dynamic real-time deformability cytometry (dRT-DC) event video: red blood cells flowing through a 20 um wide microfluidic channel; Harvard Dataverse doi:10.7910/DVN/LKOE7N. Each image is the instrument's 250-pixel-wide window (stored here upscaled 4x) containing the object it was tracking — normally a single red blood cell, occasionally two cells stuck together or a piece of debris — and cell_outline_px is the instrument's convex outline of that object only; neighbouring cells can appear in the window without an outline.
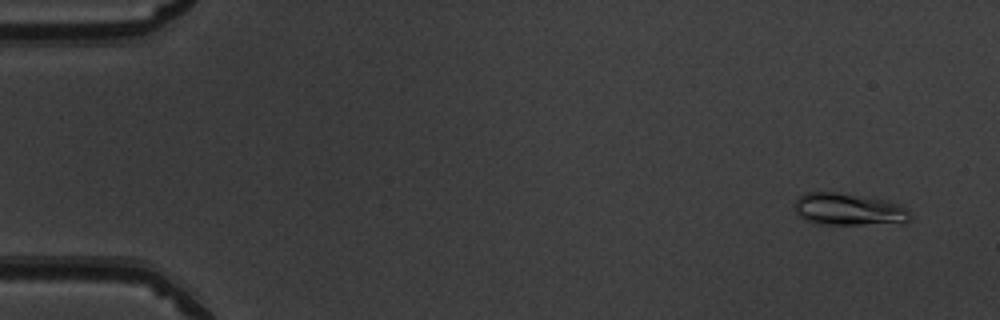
{"species": "common noctule bat (a hibernating species)", "species_latin": "Nyctalus noctula", "temperature_condition": "warm", "stored_images_in_passage": 47, "camera_frame_rate_fps": 3000, "um_per_image_px": 0.085, "animal": {"sex": "male", "body_mass_g": 19.5, "forearm_length_mm": 54.6}, "frame": {"image": 1, "passage_image": 4, "time_ms": 1.0, "image_size_px": [1000, 320], "cell_outline_px": [[912, 216], [904, 224], [820, 224], [808, 220], [800, 216], [796, 212], [792, 204], [804, 192], [836, 192], [884, 200], [896, 204], [904, 208]], "centroid_in_image_um": [72.11, 17.8], "position_along_channel_um": 12.9, "area_um2": 21.5}}
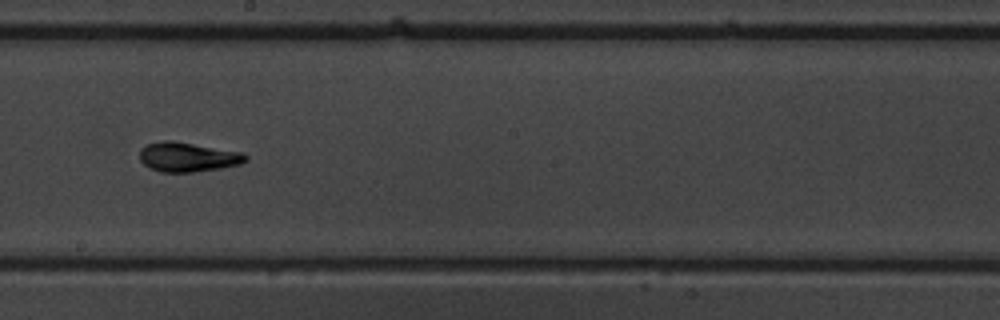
{"frame": {"image": 2, "passage_image": 30, "time_ms": 9.667, "image_size_px": [1000, 320], "cell_outline_px": [[248, 160], [240, 164], [220, 168], [192, 172], [160, 172], [148, 168], [140, 160], [140, 148], [148, 144], [164, 140], [172, 140], [240, 152], [248, 156]], "centroid_in_image_um": [15.93, 13.35], "position_along_channel_um": 232.3, "area_um2": 18.15}}
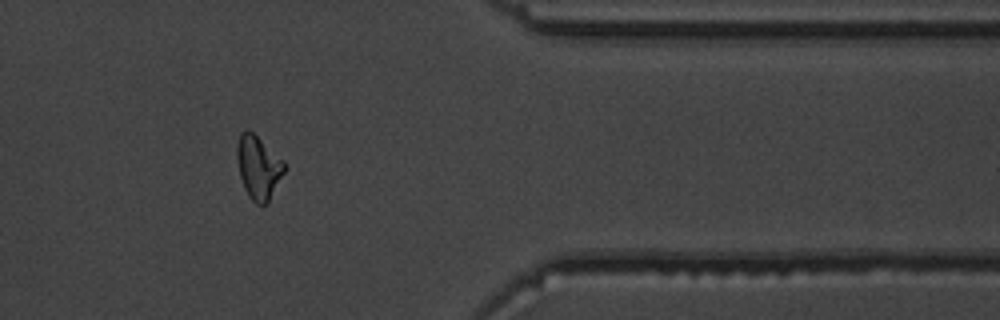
{"frame": {"image": 3, "passage_image": 43, "time_ms": 14.0, "image_size_px": [1000, 320], "cell_outline_px": [[288, 168], [268, 200], [264, 204], [256, 204], [248, 196], [244, 188], [240, 176], [236, 156], [236, 144], [240, 132], [248, 128], [284, 160]], "centroid_in_image_um": [21.96, 14.18], "position_along_channel_um": 389.4, "area_um2": 17.69}, "authors_computed_cell_mechanics": {"area_um2": 17.5712, "velocity_mm_per_s": 4.0212, "shape_relaxation_time_tau1_ms": 4.1053, "shape_relaxation_time_tau2_ms": 2.1963, "deformation_change_tau1": 0.164, "deformation_change_tau2": 0.0646}}